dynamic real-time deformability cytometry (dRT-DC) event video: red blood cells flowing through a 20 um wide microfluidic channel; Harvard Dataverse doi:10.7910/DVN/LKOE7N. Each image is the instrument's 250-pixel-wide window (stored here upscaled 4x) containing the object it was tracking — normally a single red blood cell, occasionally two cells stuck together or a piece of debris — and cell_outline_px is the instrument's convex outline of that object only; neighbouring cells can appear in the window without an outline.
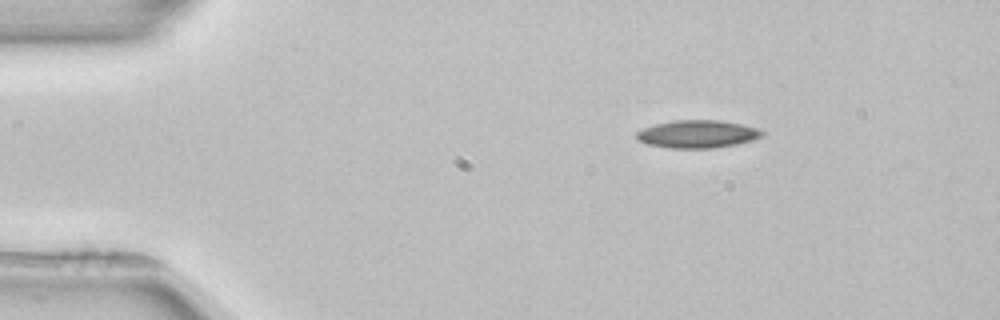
{"species": "common noctule bat (a hibernating species)", "species_latin": "Nyctalus noctula", "temperature_condition": "room temperature", "stored_images_in_passage": 5, "segment_of_instrument_passage": [2, 2], "camera_frame_rate_fps": 3000, "um_per_image_px": 0.085, "animal": {"sex": "female", "body_mass_g": 22.7, "forearm_length_mm": 54.2}, "frame": {"image": 1, "passage_image": 5, "time_ms": 7.333, "image_size_px": [1000, 320], "cell_outline_px": [[764, 136], [752, 140], [736, 144], [712, 148], [668, 148], [648, 144], [640, 140], [636, 136], [636, 132], [644, 128], [656, 124], [672, 120], [720, 120], [740, 124], [756, 128], [764, 132]], "centroid_in_image_um": [59.29, 11.39], "position_along_channel_um": 25.7, "area_um2": 20.17}}